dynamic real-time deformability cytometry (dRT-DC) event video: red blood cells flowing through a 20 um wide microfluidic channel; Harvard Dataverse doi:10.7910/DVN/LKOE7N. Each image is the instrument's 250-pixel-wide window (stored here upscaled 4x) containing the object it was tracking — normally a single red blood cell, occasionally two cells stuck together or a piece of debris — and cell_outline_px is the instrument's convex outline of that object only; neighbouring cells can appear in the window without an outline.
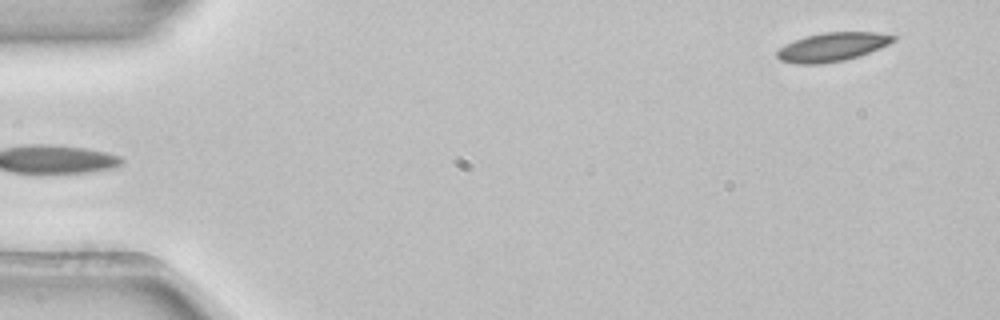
{"species": "common noctule bat (a hibernating species)", "species_latin": "Nyctalus noctula", "temperature_condition": "room temperature", "stored_images_in_passage": 2, "segment_of_instrument_passage": [2, 2], "camera_frame_rate_fps": 3000, "um_per_image_px": 0.085, "animal": {"sex": "female", "body_mass_g": 22.7, "forearm_length_mm": 54.2}, "frame": {"image": 1, "passage_image": 2, "time_ms": 0.333, "image_size_px": [1000, 320], "cell_outline_px": [[896, 40], [888, 44], [868, 52], [844, 60], [820, 64], [796, 64], [780, 60], [776, 56], [776, 52], [784, 44], [792, 40], [804, 36], [824, 32], [876, 32], [896, 36]], "centroid_in_image_um": [70.68, 3.98], "position_along_channel_um": 14.3, "area_um2": 19.42}}